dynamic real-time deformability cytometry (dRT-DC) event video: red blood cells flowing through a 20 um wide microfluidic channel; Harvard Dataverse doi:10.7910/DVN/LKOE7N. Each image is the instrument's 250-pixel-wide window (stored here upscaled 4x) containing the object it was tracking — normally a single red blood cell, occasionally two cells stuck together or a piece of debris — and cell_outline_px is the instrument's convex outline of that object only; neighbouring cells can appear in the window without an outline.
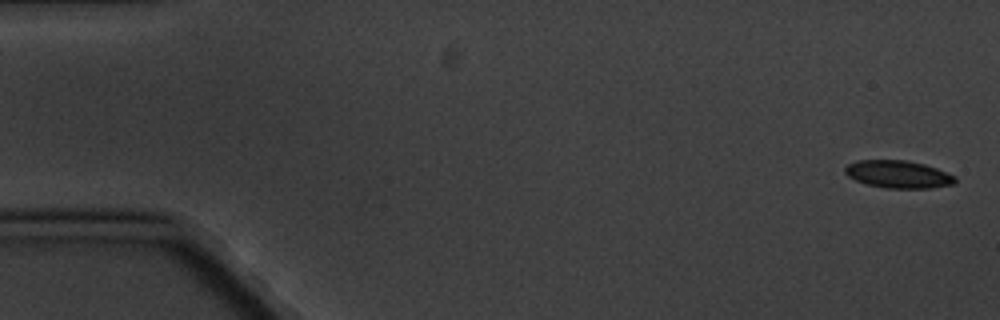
{"species": "common noctule bat (a hibernating species)", "species_latin": "Nyctalus noctula", "temperature_condition": "cold", "stored_images_in_passage": 9, "camera_frame_rate_fps": 3000, "um_per_image_px": 0.085, "animal": {"sex": "male", "body_mass_g": 20.1, "forearm_length_mm": 53.5}, "frame": {"image": 1, "passage_image": 1, "time_ms": 0.0, "image_size_px": [1000, 320], "cell_outline_px": [[956, 180], [952, 184], [928, 188], [884, 188], [864, 184], [848, 176], [844, 172], [844, 168], [848, 164], [856, 160], [904, 160], [924, 164], [936, 168], [956, 176]], "centroid_in_image_um": [76.31, 14.81], "position_along_channel_um": 8.7, "area_um2": 17.69}}
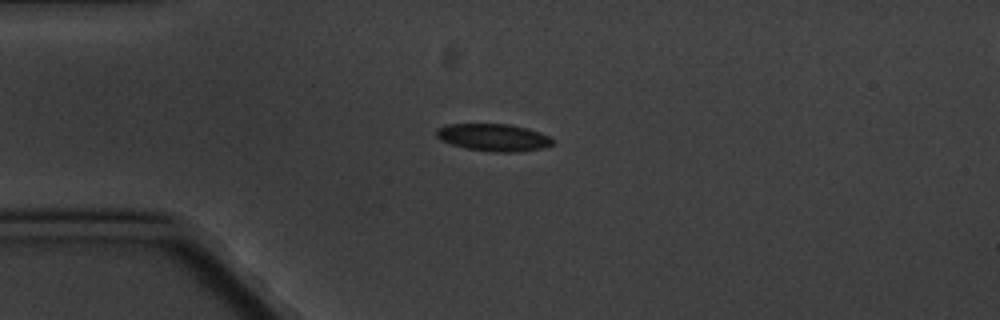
{"frame": {"image": 2, "passage_image": 4, "time_ms": 4.333, "image_size_px": [1000, 320], "cell_outline_px": [[556, 144], [544, 148], [516, 152], [492, 152], [464, 148], [440, 140], [436, 136], [436, 128], [444, 124], [508, 124], [528, 128], [540, 132], [556, 140]], "centroid_in_image_um": [41.97, 11.68], "position_along_channel_um": 43.0, "area_um2": 18.84}}